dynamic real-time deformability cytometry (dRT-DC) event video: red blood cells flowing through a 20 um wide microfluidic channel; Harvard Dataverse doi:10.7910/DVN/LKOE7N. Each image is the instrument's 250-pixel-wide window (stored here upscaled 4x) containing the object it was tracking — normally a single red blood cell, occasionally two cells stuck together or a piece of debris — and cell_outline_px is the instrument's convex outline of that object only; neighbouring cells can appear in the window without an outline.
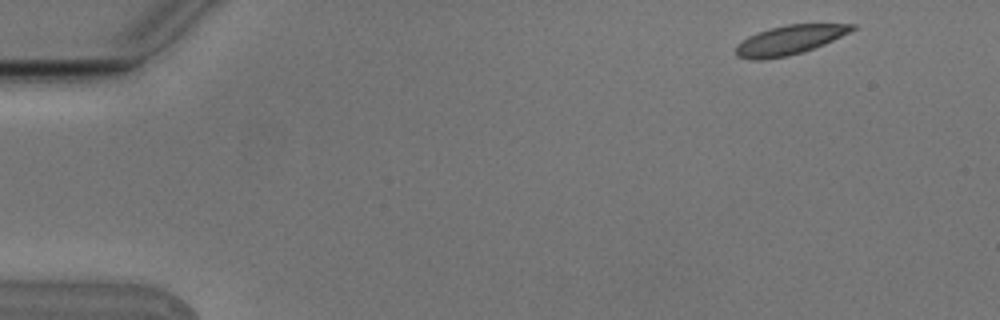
{"species": "Egyptian fruit bat (a non-hibernating species)", "species_latin": "Rousettus aegyptiacus", "temperature_condition": "cold", "stored_images_in_passage": 4, "camera_frame_rate_fps": 3000, "um_per_image_px": 0.085, "animal": {"sex": "male"}, "frame": {"image": 1, "passage_image": 1, "time_ms": 0.0, "image_size_px": [1000, 320], "cell_outline_px": [[856, 28], [824, 44], [804, 52], [788, 56], [764, 60], [752, 60], [736, 56], [736, 44], [748, 36], [756, 32], [788, 24], [856, 24]], "centroid_in_image_um": [67.05, 3.42], "position_along_channel_um": 17.9, "area_um2": 19.77}}
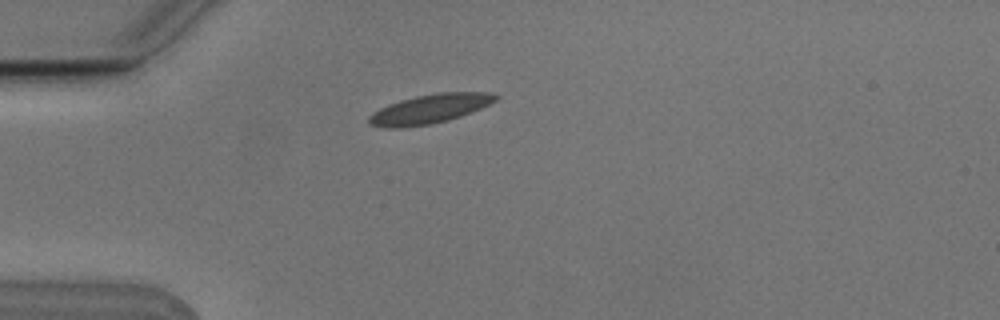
{"frame": {"image": 2, "passage_image": 4, "time_ms": 1.0, "image_size_px": [1000, 320], "cell_outline_px": [[500, 96], [496, 100], [480, 108], [460, 116], [448, 120], [428, 124], [400, 128], [388, 128], [368, 124], [368, 116], [372, 112], [388, 104], [400, 100], [416, 96], [436, 92], [492, 92]], "centroid_in_image_um": [36.5, 9.25], "position_along_channel_um": 48.5, "area_um2": 21.5}}